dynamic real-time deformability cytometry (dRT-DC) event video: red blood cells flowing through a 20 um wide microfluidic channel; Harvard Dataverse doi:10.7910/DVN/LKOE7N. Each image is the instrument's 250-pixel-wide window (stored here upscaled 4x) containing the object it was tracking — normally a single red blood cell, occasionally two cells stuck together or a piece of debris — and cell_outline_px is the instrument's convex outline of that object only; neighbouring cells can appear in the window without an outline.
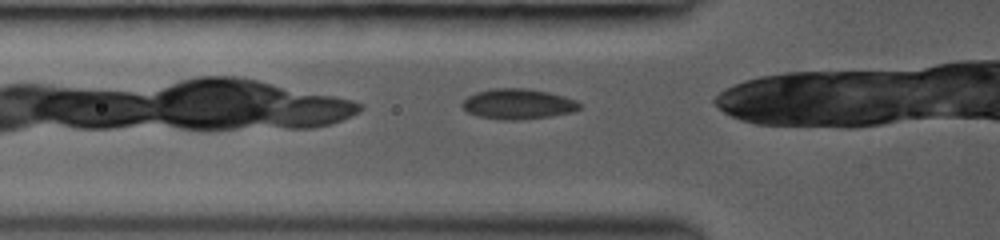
{"species": "common noctule bat (a hibernating species)", "species_latin": "Nyctalus noctula", "temperature_condition": "room temperature", "stored_images_in_passage": 27, "camera_frame_rate_fps": 3000, "um_per_image_px": 0.085, "animal": {"sex": "female", "body_mass_g": 19.0, "forearm_length_mm": 53.3}, "frame": {"image": 1, "passage_image": 3, "time_ms": 0.667, "image_size_px": [1000, 240], "cell_outline_px": [[580, 108], [572, 112], [552, 116], [516, 120], [500, 120], [476, 116], [468, 112], [460, 104], [468, 96], [476, 92], [492, 88], [524, 88], [548, 92], [564, 96], [576, 100], [580, 104]], "centroid_in_image_um": [44.01, 8.84], "position_along_channel_um": 81.8, "area_um2": 20.81}}
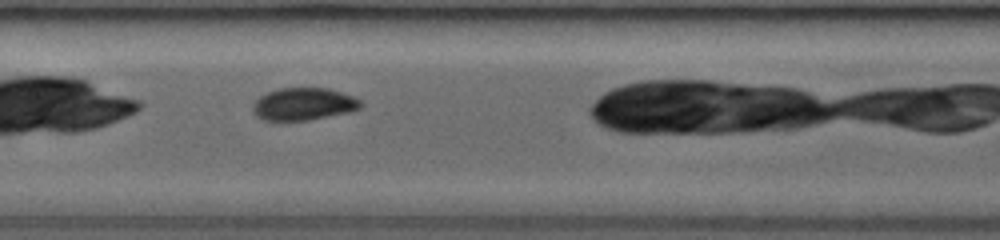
{"frame": {"image": 2, "passage_image": 10, "time_ms": 3.0, "image_size_px": [1000, 240], "cell_outline_px": [[364, 104], [360, 108], [352, 112], [308, 120], [280, 124], [264, 120], [256, 116], [252, 112], [252, 104], [260, 96], [268, 92], [280, 88], [328, 88], [352, 96], [360, 100]], "centroid_in_image_um": [25.76, 8.89], "position_along_channel_um": 181.6, "area_um2": 21.1}}
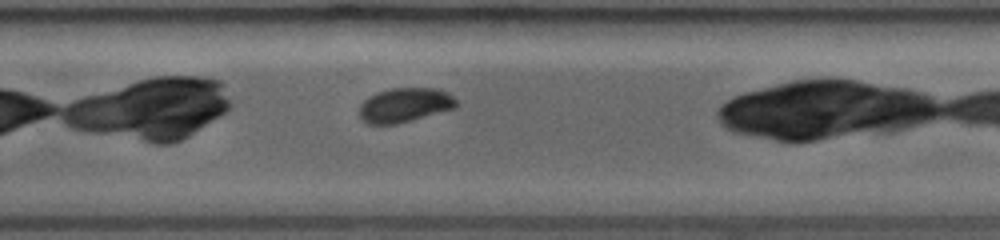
{"frame": {"image": 3, "passage_image": 18, "time_ms": 5.667, "image_size_px": [1000, 240], "cell_outline_px": [[460, 104], [456, 108], [412, 120], [396, 124], [368, 124], [360, 120], [360, 104], [368, 96], [376, 92], [392, 88], [440, 88], [448, 92]], "centroid_in_image_um": [34.42, 8.92], "position_along_channel_um": 295.4, "area_um2": 19.71}, "authors_computed_cell_mechanics": {"area_um2": 20.519, "velocity_mm_per_s": 4.28, "shape_relaxation_time_tau1_ms": 3.3425, "shape_relaxation_time_tau2_ms": null, "deformation_change_tau1": 0.0943, "deformation_change_tau2": null}}